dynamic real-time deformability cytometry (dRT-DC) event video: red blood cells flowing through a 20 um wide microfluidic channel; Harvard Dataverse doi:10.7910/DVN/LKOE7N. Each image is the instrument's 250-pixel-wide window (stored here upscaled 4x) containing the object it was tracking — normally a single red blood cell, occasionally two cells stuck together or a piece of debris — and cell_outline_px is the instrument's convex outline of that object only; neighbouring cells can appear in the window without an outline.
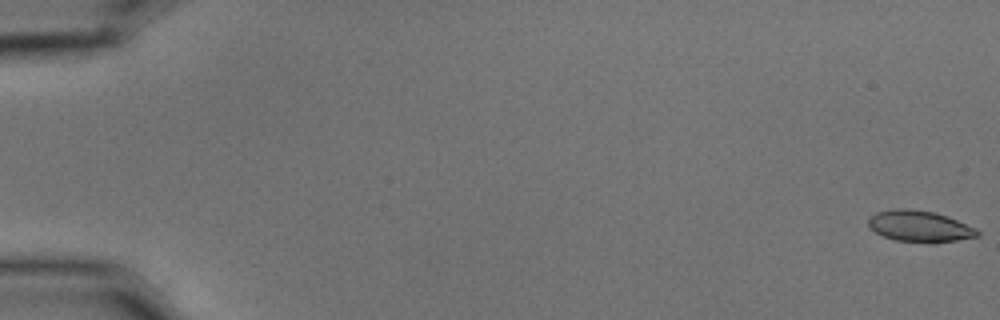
{"species": "common noctule bat (a hibernating species)", "species_latin": "Nyctalus noctula", "temperature_condition": "cold", "stored_images_in_passage": 6, "camera_frame_rate_fps": 3000, "um_per_image_px": 0.085, "animal": {"sex": "male", "body_mass_g": 15.6}, "frame": {"image": 1, "passage_image": 1, "time_ms": 0.0, "image_size_px": [1000, 320], "cell_outline_px": [[980, 236], [936, 244], [896, 240], [884, 236], [868, 228], [868, 220], [876, 212], [892, 208], [908, 208], [936, 212], [948, 216], [976, 228], [980, 232]], "centroid_in_image_um": [78.19, 19.23], "position_along_channel_um": 6.8, "area_um2": 20.29}}
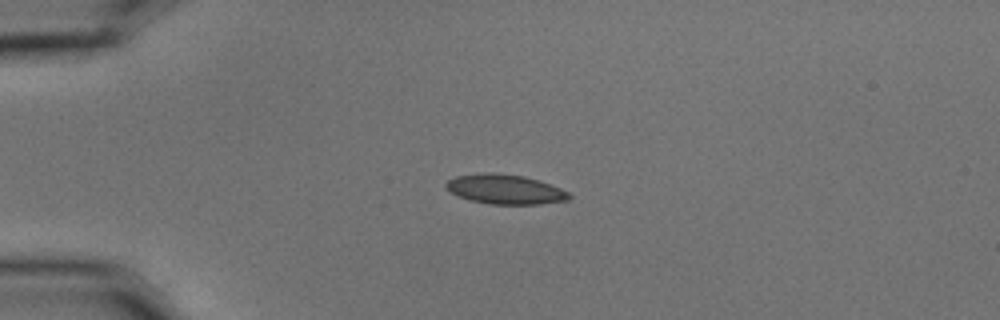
{"frame": {"image": 2, "passage_image": 4, "time_ms": 1.0, "image_size_px": [1000, 320], "cell_outline_px": [[572, 196], [568, 200], [540, 204], [488, 204], [472, 200], [460, 196], [452, 192], [444, 184], [448, 180], [456, 176], [484, 172], [492, 172], [524, 176], [560, 188], [568, 192]], "centroid_in_image_um": [42.94, 16.09], "position_along_channel_um": 42.1, "area_um2": 20.98}}